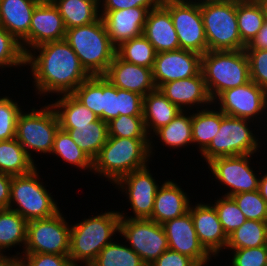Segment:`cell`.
Instances as JSON below:
<instances>
[{
  "label": "cell",
  "instance_id": "57",
  "mask_svg": "<svg viewBox=\"0 0 267 266\" xmlns=\"http://www.w3.org/2000/svg\"><path fill=\"white\" fill-rule=\"evenodd\" d=\"M39 2H53L54 0H38Z\"/></svg>",
  "mask_w": 267,
  "mask_h": 266
},
{
  "label": "cell",
  "instance_id": "16",
  "mask_svg": "<svg viewBox=\"0 0 267 266\" xmlns=\"http://www.w3.org/2000/svg\"><path fill=\"white\" fill-rule=\"evenodd\" d=\"M72 95L106 123L119 116V88L104 76H90Z\"/></svg>",
  "mask_w": 267,
  "mask_h": 266
},
{
  "label": "cell",
  "instance_id": "28",
  "mask_svg": "<svg viewBox=\"0 0 267 266\" xmlns=\"http://www.w3.org/2000/svg\"><path fill=\"white\" fill-rule=\"evenodd\" d=\"M27 223L18 212L11 209H0V259H17L20 254H23L27 240ZM13 247H19L22 252L15 251L14 255L6 253Z\"/></svg>",
  "mask_w": 267,
  "mask_h": 266
},
{
  "label": "cell",
  "instance_id": "47",
  "mask_svg": "<svg viewBox=\"0 0 267 266\" xmlns=\"http://www.w3.org/2000/svg\"><path fill=\"white\" fill-rule=\"evenodd\" d=\"M17 260L20 266H73L69 256L57 254H22Z\"/></svg>",
  "mask_w": 267,
  "mask_h": 266
},
{
  "label": "cell",
  "instance_id": "18",
  "mask_svg": "<svg viewBox=\"0 0 267 266\" xmlns=\"http://www.w3.org/2000/svg\"><path fill=\"white\" fill-rule=\"evenodd\" d=\"M63 18L53 2H39L33 12L28 36L20 43L25 55L33 48L65 39Z\"/></svg>",
  "mask_w": 267,
  "mask_h": 266
},
{
  "label": "cell",
  "instance_id": "25",
  "mask_svg": "<svg viewBox=\"0 0 267 266\" xmlns=\"http://www.w3.org/2000/svg\"><path fill=\"white\" fill-rule=\"evenodd\" d=\"M143 35L156 53L180 49L170 12L162 4L148 12Z\"/></svg>",
  "mask_w": 267,
  "mask_h": 266
},
{
  "label": "cell",
  "instance_id": "11",
  "mask_svg": "<svg viewBox=\"0 0 267 266\" xmlns=\"http://www.w3.org/2000/svg\"><path fill=\"white\" fill-rule=\"evenodd\" d=\"M71 222L61 210L55 215L27 223V240L23 254H57L68 256Z\"/></svg>",
  "mask_w": 267,
  "mask_h": 266
},
{
  "label": "cell",
  "instance_id": "40",
  "mask_svg": "<svg viewBox=\"0 0 267 266\" xmlns=\"http://www.w3.org/2000/svg\"><path fill=\"white\" fill-rule=\"evenodd\" d=\"M108 136L150 139L147 134L143 115H120L108 122Z\"/></svg>",
  "mask_w": 267,
  "mask_h": 266
},
{
  "label": "cell",
  "instance_id": "22",
  "mask_svg": "<svg viewBox=\"0 0 267 266\" xmlns=\"http://www.w3.org/2000/svg\"><path fill=\"white\" fill-rule=\"evenodd\" d=\"M149 10L132 7L116 11H100L112 44L117 48L123 42L143 34Z\"/></svg>",
  "mask_w": 267,
  "mask_h": 266
},
{
  "label": "cell",
  "instance_id": "14",
  "mask_svg": "<svg viewBox=\"0 0 267 266\" xmlns=\"http://www.w3.org/2000/svg\"><path fill=\"white\" fill-rule=\"evenodd\" d=\"M212 103L225 115L251 120L267 132L265 89L252 80L221 92Z\"/></svg>",
  "mask_w": 267,
  "mask_h": 266
},
{
  "label": "cell",
  "instance_id": "41",
  "mask_svg": "<svg viewBox=\"0 0 267 266\" xmlns=\"http://www.w3.org/2000/svg\"><path fill=\"white\" fill-rule=\"evenodd\" d=\"M210 203L217 211L223 231L227 237L239 228L247 219L231 197L218 196Z\"/></svg>",
  "mask_w": 267,
  "mask_h": 266
},
{
  "label": "cell",
  "instance_id": "42",
  "mask_svg": "<svg viewBox=\"0 0 267 266\" xmlns=\"http://www.w3.org/2000/svg\"><path fill=\"white\" fill-rule=\"evenodd\" d=\"M25 53L20 42L0 25V69L24 68Z\"/></svg>",
  "mask_w": 267,
  "mask_h": 266
},
{
  "label": "cell",
  "instance_id": "17",
  "mask_svg": "<svg viewBox=\"0 0 267 266\" xmlns=\"http://www.w3.org/2000/svg\"><path fill=\"white\" fill-rule=\"evenodd\" d=\"M163 228L169 249L193 259L199 266H208L215 259L200 243L190 212L166 221Z\"/></svg>",
  "mask_w": 267,
  "mask_h": 266
},
{
  "label": "cell",
  "instance_id": "43",
  "mask_svg": "<svg viewBox=\"0 0 267 266\" xmlns=\"http://www.w3.org/2000/svg\"><path fill=\"white\" fill-rule=\"evenodd\" d=\"M12 97L13 94L0 96V141L15 138L17 118L24 108Z\"/></svg>",
  "mask_w": 267,
  "mask_h": 266
},
{
  "label": "cell",
  "instance_id": "50",
  "mask_svg": "<svg viewBox=\"0 0 267 266\" xmlns=\"http://www.w3.org/2000/svg\"><path fill=\"white\" fill-rule=\"evenodd\" d=\"M149 266H199L193 259L171 249H167Z\"/></svg>",
  "mask_w": 267,
  "mask_h": 266
},
{
  "label": "cell",
  "instance_id": "37",
  "mask_svg": "<svg viewBox=\"0 0 267 266\" xmlns=\"http://www.w3.org/2000/svg\"><path fill=\"white\" fill-rule=\"evenodd\" d=\"M267 245V221L246 220L228 236L225 249L255 248Z\"/></svg>",
  "mask_w": 267,
  "mask_h": 266
},
{
  "label": "cell",
  "instance_id": "4",
  "mask_svg": "<svg viewBox=\"0 0 267 266\" xmlns=\"http://www.w3.org/2000/svg\"><path fill=\"white\" fill-rule=\"evenodd\" d=\"M261 128L264 127L251 120L228 116L221 111L220 128L209 146L201 153L200 156L204 159L202 162L207 164L218 157L262 154V146L266 145L262 139H267V135L264 137L267 133Z\"/></svg>",
  "mask_w": 267,
  "mask_h": 266
},
{
  "label": "cell",
  "instance_id": "12",
  "mask_svg": "<svg viewBox=\"0 0 267 266\" xmlns=\"http://www.w3.org/2000/svg\"><path fill=\"white\" fill-rule=\"evenodd\" d=\"M170 12L180 49L203 55L208 51L200 0H162Z\"/></svg>",
  "mask_w": 267,
  "mask_h": 266
},
{
  "label": "cell",
  "instance_id": "56",
  "mask_svg": "<svg viewBox=\"0 0 267 266\" xmlns=\"http://www.w3.org/2000/svg\"><path fill=\"white\" fill-rule=\"evenodd\" d=\"M86 1H89L93 4H95L98 8L100 7L101 2H102V0H86Z\"/></svg>",
  "mask_w": 267,
  "mask_h": 266
},
{
  "label": "cell",
  "instance_id": "13",
  "mask_svg": "<svg viewBox=\"0 0 267 266\" xmlns=\"http://www.w3.org/2000/svg\"><path fill=\"white\" fill-rule=\"evenodd\" d=\"M120 236L147 266L169 249L163 225L150 219L120 218Z\"/></svg>",
  "mask_w": 267,
  "mask_h": 266
},
{
  "label": "cell",
  "instance_id": "20",
  "mask_svg": "<svg viewBox=\"0 0 267 266\" xmlns=\"http://www.w3.org/2000/svg\"><path fill=\"white\" fill-rule=\"evenodd\" d=\"M191 202L189 212L193 219L194 228L203 247L215 258L224 252L228 237L223 231L221 222L218 218L217 211L214 206L201 200Z\"/></svg>",
  "mask_w": 267,
  "mask_h": 266
},
{
  "label": "cell",
  "instance_id": "30",
  "mask_svg": "<svg viewBox=\"0 0 267 266\" xmlns=\"http://www.w3.org/2000/svg\"><path fill=\"white\" fill-rule=\"evenodd\" d=\"M49 103L54 108L61 129H74L76 126H89L99 119L90 109L84 106L72 94H64L56 97Z\"/></svg>",
  "mask_w": 267,
  "mask_h": 266
},
{
  "label": "cell",
  "instance_id": "46",
  "mask_svg": "<svg viewBox=\"0 0 267 266\" xmlns=\"http://www.w3.org/2000/svg\"><path fill=\"white\" fill-rule=\"evenodd\" d=\"M249 60L250 80L267 89V49L245 50Z\"/></svg>",
  "mask_w": 267,
  "mask_h": 266
},
{
  "label": "cell",
  "instance_id": "6",
  "mask_svg": "<svg viewBox=\"0 0 267 266\" xmlns=\"http://www.w3.org/2000/svg\"><path fill=\"white\" fill-rule=\"evenodd\" d=\"M201 71L212 101L221 92L250 81L245 50L206 51L201 56Z\"/></svg>",
  "mask_w": 267,
  "mask_h": 266
},
{
  "label": "cell",
  "instance_id": "1",
  "mask_svg": "<svg viewBox=\"0 0 267 266\" xmlns=\"http://www.w3.org/2000/svg\"><path fill=\"white\" fill-rule=\"evenodd\" d=\"M25 66L31 70L29 75L38 99L72 94L90 77L65 39L31 49L25 56Z\"/></svg>",
  "mask_w": 267,
  "mask_h": 266
},
{
  "label": "cell",
  "instance_id": "32",
  "mask_svg": "<svg viewBox=\"0 0 267 266\" xmlns=\"http://www.w3.org/2000/svg\"><path fill=\"white\" fill-rule=\"evenodd\" d=\"M38 164L34 162L16 138L0 141V171L18 176L32 172Z\"/></svg>",
  "mask_w": 267,
  "mask_h": 266
},
{
  "label": "cell",
  "instance_id": "35",
  "mask_svg": "<svg viewBox=\"0 0 267 266\" xmlns=\"http://www.w3.org/2000/svg\"><path fill=\"white\" fill-rule=\"evenodd\" d=\"M54 157L59 159V161H64L72 167H76L78 170H83L84 172H91L93 170V160L80 149V147L73 141L69 133L59 127L57 130L53 148L50 153Z\"/></svg>",
  "mask_w": 267,
  "mask_h": 266
},
{
  "label": "cell",
  "instance_id": "53",
  "mask_svg": "<svg viewBox=\"0 0 267 266\" xmlns=\"http://www.w3.org/2000/svg\"><path fill=\"white\" fill-rule=\"evenodd\" d=\"M258 191L267 203V171L263 175L260 174Z\"/></svg>",
  "mask_w": 267,
  "mask_h": 266
},
{
  "label": "cell",
  "instance_id": "55",
  "mask_svg": "<svg viewBox=\"0 0 267 266\" xmlns=\"http://www.w3.org/2000/svg\"><path fill=\"white\" fill-rule=\"evenodd\" d=\"M261 2V4L263 5L264 7V10H265V16L267 18V0H259Z\"/></svg>",
  "mask_w": 267,
  "mask_h": 266
},
{
  "label": "cell",
  "instance_id": "27",
  "mask_svg": "<svg viewBox=\"0 0 267 266\" xmlns=\"http://www.w3.org/2000/svg\"><path fill=\"white\" fill-rule=\"evenodd\" d=\"M38 0H0V25L20 43L28 36Z\"/></svg>",
  "mask_w": 267,
  "mask_h": 266
},
{
  "label": "cell",
  "instance_id": "19",
  "mask_svg": "<svg viewBox=\"0 0 267 266\" xmlns=\"http://www.w3.org/2000/svg\"><path fill=\"white\" fill-rule=\"evenodd\" d=\"M201 56L184 49L156 53L152 73L157 89L164 83L196 76L201 71Z\"/></svg>",
  "mask_w": 267,
  "mask_h": 266
},
{
  "label": "cell",
  "instance_id": "29",
  "mask_svg": "<svg viewBox=\"0 0 267 266\" xmlns=\"http://www.w3.org/2000/svg\"><path fill=\"white\" fill-rule=\"evenodd\" d=\"M180 112L159 89L143 97V119L150 137L160 127L168 125Z\"/></svg>",
  "mask_w": 267,
  "mask_h": 266
},
{
  "label": "cell",
  "instance_id": "7",
  "mask_svg": "<svg viewBox=\"0 0 267 266\" xmlns=\"http://www.w3.org/2000/svg\"><path fill=\"white\" fill-rule=\"evenodd\" d=\"M38 168L28 174L12 176L9 209L18 212L27 222L51 217L62 210L51 195L53 192L46 188L47 183Z\"/></svg>",
  "mask_w": 267,
  "mask_h": 266
},
{
  "label": "cell",
  "instance_id": "39",
  "mask_svg": "<svg viewBox=\"0 0 267 266\" xmlns=\"http://www.w3.org/2000/svg\"><path fill=\"white\" fill-rule=\"evenodd\" d=\"M116 54L126 62L151 69L156 57L153 45L143 34L123 42L116 48Z\"/></svg>",
  "mask_w": 267,
  "mask_h": 266
},
{
  "label": "cell",
  "instance_id": "33",
  "mask_svg": "<svg viewBox=\"0 0 267 266\" xmlns=\"http://www.w3.org/2000/svg\"><path fill=\"white\" fill-rule=\"evenodd\" d=\"M236 16L240 38L247 46L266 20L264 7L259 0H236Z\"/></svg>",
  "mask_w": 267,
  "mask_h": 266
},
{
  "label": "cell",
  "instance_id": "2",
  "mask_svg": "<svg viewBox=\"0 0 267 266\" xmlns=\"http://www.w3.org/2000/svg\"><path fill=\"white\" fill-rule=\"evenodd\" d=\"M95 214L71 224L68 256L73 266H89L119 234L121 216L117 208L116 211L111 208L110 211Z\"/></svg>",
  "mask_w": 267,
  "mask_h": 266
},
{
  "label": "cell",
  "instance_id": "51",
  "mask_svg": "<svg viewBox=\"0 0 267 266\" xmlns=\"http://www.w3.org/2000/svg\"><path fill=\"white\" fill-rule=\"evenodd\" d=\"M12 176L0 171V209H9Z\"/></svg>",
  "mask_w": 267,
  "mask_h": 266
},
{
  "label": "cell",
  "instance_id": "36",
  "mask_svg": "<svg viewBox=\"0 0 267 266\" xmlns=\"http://www.w3.org/2000/svg\"><path fill=\"white\" fill-rule=\"evenodd\" d=\"M66 29L84 26L97 21L100 16L99 8L86 0H54Z\"/></svg>",
  "mask_w": 267,
  "mask_h": 266
},
{
  "label": "cell",
  "instance_id": "26",
  "mask_svg": "<svg viewBox=\"0 0 267 266\" xmlns=\"http://www.w3.org/2000/svg\"><path fill=\"white\" fill-rule=\"evenodd\" d=\"M154 138L157 141L154 140ZM157 142L163 145V148L168 147V149H177V151L180 148L187 149V147H193L191 111H181L168 125L160 127L151 135V158L156 154L155 148H157L158 146H155V144Z\"/></svg>",
  "mask_w": 267,
  "mask_h": 266
},
{
  "label": "cell",
  "instance_id": "9",
  "mask_svg": "<svg viewBox=\"0 0 267 266\" xmlns=\"http://www.w3.org/2000/svg\"><path fill=\"white\" fill-rule=\"evenodd\" d=\"M38 107L32 106L30 111L23 108L17 118L15 134L17 141L34 162V155L37 153L40 156L50 155L55 134L59 129V120L52 105L47 101L45 105L40 104Z\"/></svg>",
  "mask_w": 267,
  "mask_h": 266
},
{
  "label": "cell",
  "instance_id": "24",
  "mask_svg": "<svg viewBox=\"0 0 267 266\" xmlns=\"http://www.w3.org/2000/svg\"><path fill=\"white\" fill-rule=\"evenodd\" d=\"M166 179L163 180L155 195L154 209L149 218L161 225L168 220L184 215L188 212L192 202L181 184L175 182V179Z\"/></svg>",
  "mask_w": 267,
  "mask_h": 266
},
{
  "label": "cell",
  "instance_id": "52",
  "mask_svg": "<svg viewBox=\"0 0 267 266\" xmlns=\"http://www.w3.org/2000/svg\"><path fill=\"white\" fill-rule=\"evenodd\" d=\"M267 49V18L257 35L245 47V50H264Z\"/></svg>",
  "mask_w": 267,
  "mask_h": 266
},
{
  "label": "cell",
  "instance_id": "48",
  "mask_svg": "<svg viewBox=\"0 0 267 266\" xmlns=\"http://www.w3.org/2000/svg\"><path fill=\"white\" fill-rule=\"evenodd\" d=\"M143 115V96L119 88V116Z\"/></svg>",
  "mask_w": 267,
  "mask_h": 266
},
{
  "label": "cell",
  "instance_id": "54",
  "mask_svg": "<svg viewBox=\"0 0 267 266\" xmlns=\"http://www.w3.org/2000/svg\"><path fill=\"white\" fill-rule=\"evenodd\" d=\"M0 266H20L15 258L0 259Z\"/></svg>",
  "mask_w": 267,
  "mask_h": 266
},
{
  "label": "cell",
  "instance_id": "34",
  "mask_svg": "<svg viewBox=\"0 0 267 266\" xmlns=\"http://www.w3.org/2000/svg\"><path fill=\"white\" fill-rule=\"evenodd\" d=\"M63 130L69 133L73 141L92 160L96 158L108 139V123L100 118L89 123V126H76L74 129Z\"/></svg>",
  "mask_w": 267,
  "mask_h": 266
},
{
  "label": "cell",
  "instance_id": "15",
  "mask_svg": "<svg viewBox=\"0 0 267 266\" xmlns=\"http://www.w3.org/2000/svg\"><path fill=\"white\" fill-rule=\"evenodd\" d=\"M148 166L132 171L120 178L113 186L123 194L130 204L133 215L128 216L127 210L119 211L120 218L149 219L154 209L155 195L162 181L153 177L152 169ZM156 178V179H155ZM159 183H158V182ZM126 213V214H125Z\"/></svg>",
  "mask_w": 267,
  "mask_h": 266
},
{
  "label": "cell",
  "instance_id": "23",
  "mask_svg": "<svg viewBox=\"0 0 267 266\" xmlns=\"http://www.w3.org/2000/svg\"><path fill=\"white\" fill-rule=\"evenodd\" d=\"M114 86L143 97L157 89L151 68L122 60L117 54L104 75Z\"/></svg>",
  "mask_w": 267,
  "mask_h": 266
},
{
  "label": "cell",
  "instance_id": "8",
  "mask_svg": "<svg viewBox=\"0 0 267 266\" xmlns=\"http://www.w3.org/2000/svg\"><path fill=\"white\" fill-rule=\"evenodd\" d=\"M208 51L245 50L236 16V0H200Z\"/></svg>",
  "mask_w": 267,
  "mask_h": 266
},
{
  "label": "cell",
  "instance_id": "58",
  "mask_svg": "<svg viewBox=\"0 0 267 266\" xmlns=\"http://www.w3.org/2000/svg\"><path fill=\"white\" fill-rule=\"evenodd\" d=\"M265 97H266V111H267V89L265 90Z\"/></svg>",
  "mask_w": 267,
  "mask_h": 266
},
{
  "label": "cell",
  "instance_id": "31",
  "mask_svg": "<svg viewBox=\"0 0 267 266\" xmlns=\"http://www.w3.org/2000/svg\"><path fill=\"white\" fill-rule=\"evenodd\" d=\"M193 147L201 154L218 133L221 125V110L213 103L191 112ZM199 149V150H198Z\"/></svg>",
  "mask_w": 267,
  "mask_h": 266
},
{
  "label": "cell",
  "instance_id": "44",
  "mask_svg": "<svg viewBox=\"0 0 267 266\" xmlns=\"http://www.w3.org/2000/svg\"><path fill=\"white\" fill-rule=\"evenodd\" d=\"M247 220L267 221V203L259 191L241 192L232 195Z\"/></svg>",
  "mask_w": 267,
  "mask_h": 266
},
{
  "label": "cell",
  "instance_id": "5",
  "mask_svg": "<svg viewBox=\"0 0 267 266\" xmlns=\"http://www.w3.org/2000/svg\"><path fill=\"white\" fill-rule=\"evenodd\" d=\"M65 40L90 76H104L116 56L102 17L91 24L66 29Z\"/></svg>",
  "mask_w": 267,
  "mask_h": 266
},
{
  "label": "cell",
  "instance_id": "45",
  "mask_svg": "<svg viewBox=\"0 0 267 266\" xmlns=\"http://www.w3.org/2000/svg\"><path fill=\"white\" fill-rule=\"evenodd\" d=\"M230 255V266H266L267 245L255 248L225 249Z\"/></svg>",
  "mask_w": 267,
  "mask_h": 266
},
{
  "label": "cell",
  "instance_id": "10",
  "mask_svg": "<svg viewBox=\"0 0 267 266\" xmlns=\"http://www.w3.org/2000/svg\"><path fill=\"white\" fill-rule=\"evenodd\" d=\"M257 154H246L238 156L218 157L207 163L208 173L210 171L211 180L218 182V186L223 185L225 188L224 195L231 197L241 192L257 191L259 186L260 174L251 161ZM252 162V163H251ZM254 165V166H252ZM255 168V169H254ZM256 170V171H255ZM255 172H259L258 174Z\"/></svg>",
  "mask_w": 267,
  "mask_h": 266
},
{
  "label": "cell",
  "instance_id": "49",
  "mask_svg": "<svg viewBox=\"0 0 267 266\" xmlns=\"http://www.w3.org/2000/svg\"><path fill=\"white\" fill-rule=\"evenodd\" d=\"M161 2V0H102L99 10L116 11L132 7H143L150 11L157 8Z\"/></svg>",
  "mask_w": 267,
  "mask_h": 266
},
{
  "label": "cell",
  "instance_id": "38",
  "mask_svg": "<svg viewBox=\"0 0 267 266\" xmlns=\"http://www.w3.org/2000/svg\"><path fill=\"white\" fill-rule=\"evenodd\" d=\"M116 240L106 245L89 266H147L125 241Z\"/></svg>",
  "mask_w": 267,
  "mask_h": 266
},
{
  "label": "cell",
  "instance_id": "21",
  "mask_svg": "<svg viewBox=\"0 0 267 266\" xmlns=\"http://www.w3.org/2000/svg\"><path fill=\"white\" fill-rule=\"evenodd\" d=\"M158 89L181 111H194L212 104L202 71L193 77L164 83Z\"/></svg>",
  "mask_w": 267,
  "mask_h": 266
},
{
  "label": "cell",
  "instance_id": "3",
  "mask_svg": "<svg viewBox=\"0 0 267 266\" xmlns=\"http://www.w3.org/2000/svg\"><path fill=\"white\" fill-rule=\"evenodd\" d=\"M151 162L150 139L108 136L93 160L92 174L106 179L113 186L126 174L142 169Z\"/></svg>",
  "mask_w": 267,
  "mask_h": 266
}]
</instances>
